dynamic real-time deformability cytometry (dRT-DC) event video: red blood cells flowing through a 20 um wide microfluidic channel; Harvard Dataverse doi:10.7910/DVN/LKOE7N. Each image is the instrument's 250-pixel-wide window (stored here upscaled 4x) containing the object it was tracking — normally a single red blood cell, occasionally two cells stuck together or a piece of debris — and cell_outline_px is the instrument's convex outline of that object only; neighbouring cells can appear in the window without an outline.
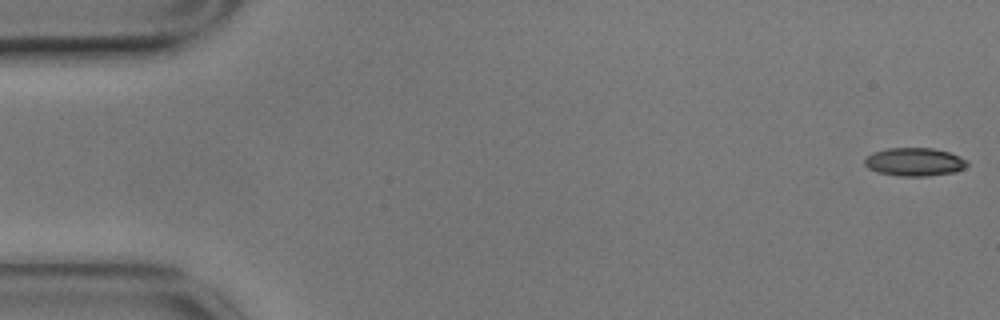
{"species": "common noctule bat (a hibernating species)", "species_latin": "Nyctalus noctula", "temperature_condition": "cold", "stored_images_in_passage": 48, "camera_frame_rate_fps": 3000, "um_per_image_px": 0.085, "animal": {"sex": "male", "body_mass_g": 17.9}, "frame": {"image": 1, "passage_image": 1, "time_ms": 0.0, "image_size_px": [1000, 320], "cell_outline_px": [[968, 164], [964, 168], [956, 172], [928, 176], [900, 176], [876, 172], [868, 168], [864, 164], [864, 160], [872, 152], [888, 148], [932, 148], [948, 152], [960, 156], [968, 160]], "centroid_in_image_um": [77.74, 13.76], "position_along_channel_um": 7.3, "area_um2": 16.99}}
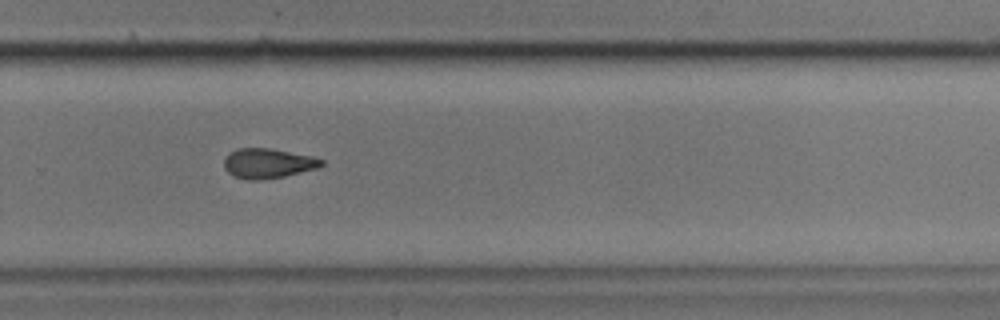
{"frame": {"image": 2, "passage_image": 38, "time_ms": 12.333, "image_size_px": [1000, 320], "cell_outline_px": [[324, 164], [316, 168], [284, 176], [264, 180], [248, 180], [232, 176], [224, 168], [224, 160], [228, 152], [236, 148], [268, 148], [312, 156], [324, 160]], "centroid_in_image_um": [22.72, 13.88], "position_along_channel_um": 307.1, "area_um2": 16.99}}
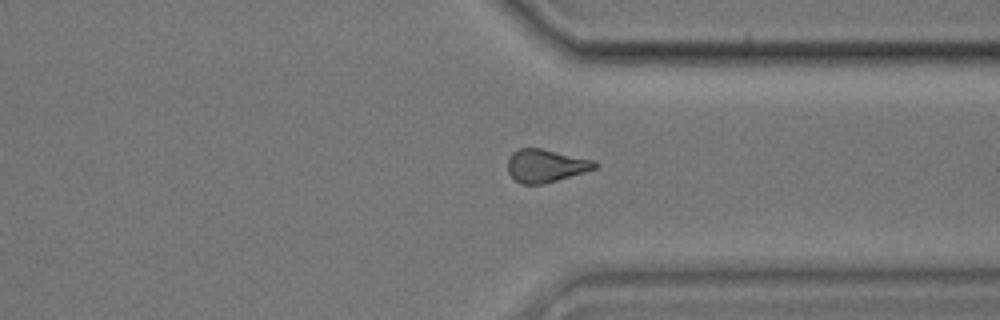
{"frame": {"image": 3, "passage_image": 43, "time_ms": 14.0, "image_size_px": [1000, 320], "cell_outline_px": [[600, 164], [596, 168], [584, 172], [544, 184], [520, 184], [508, 172], [508, 156], [512, 152], [520, 148], [540, 148], [596, 160]], "centroid_in_image_um": [46.4, 14.08], "position_along_channel_um": 365.0, "area_um2": 16.82}, "authors_computed_cell_mechanics": {"area_um2": 16.9932, "velocity_mm_per_s": 3.4905, "shape_relaxation_time_tau1_ms": null, "shape_relaxation_time_tau2_ms": 8.8958, "deformation_change_tau1": null, "deformation_change_tau2": 0.1814}}